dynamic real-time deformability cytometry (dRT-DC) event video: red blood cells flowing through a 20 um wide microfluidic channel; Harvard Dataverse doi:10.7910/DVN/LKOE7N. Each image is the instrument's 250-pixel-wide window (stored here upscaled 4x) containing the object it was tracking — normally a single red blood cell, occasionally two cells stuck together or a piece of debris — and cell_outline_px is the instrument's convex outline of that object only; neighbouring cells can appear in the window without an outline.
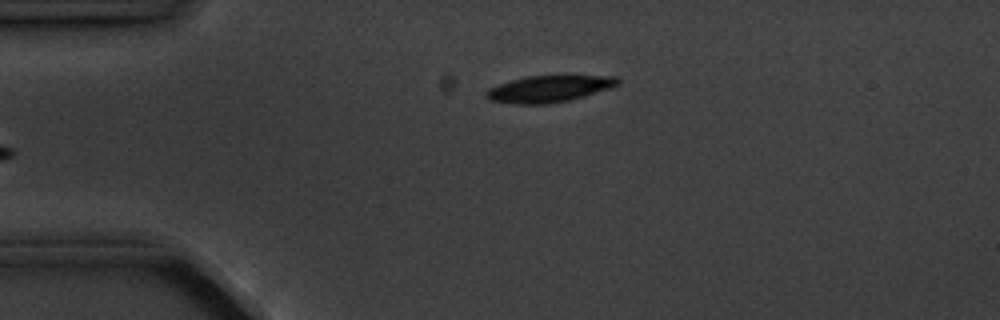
{"species": "common noctule bat (a hibernating species)", "species_latin": "Nyctalus noctula", "temperature_condition": "cold", "stored_images_in_passage": 6, "camera_frame_rate_fps": 3000, "um_per_image_px": 0.085, "animal": {"sex": "male", "body_mass_g": 20.1, "forearm_length_mm": 53.5}, "frame": {"image": 1, "passage_image": 6, "time_ms": 5.667, "image_size_px": [1000, 320], "cell_outline_px": [[620, 84], [584, 96], [568, 100], [548, 104], [512, 104], [488, 100], [484, 96], [484, 92], [488, 88], [512, 80], [528, 76], [616, 76], [620, 80]], "centroid_in_image_um": [46.61, 7.56], "position_along_channel_um": 38.4, "area_um2": 20.29}}